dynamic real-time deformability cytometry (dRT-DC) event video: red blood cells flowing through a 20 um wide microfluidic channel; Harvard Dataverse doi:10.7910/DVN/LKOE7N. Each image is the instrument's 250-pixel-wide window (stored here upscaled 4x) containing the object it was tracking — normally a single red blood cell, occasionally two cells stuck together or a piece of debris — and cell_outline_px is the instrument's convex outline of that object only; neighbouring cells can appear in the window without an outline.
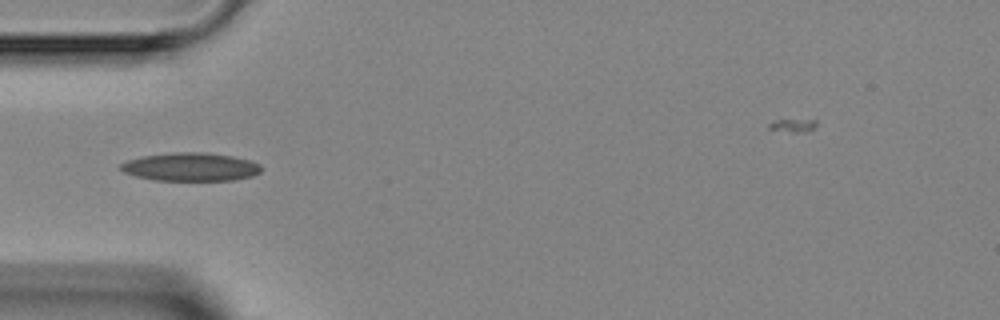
{"species": "Egyptian fruit bat (a non-hibernating species)", "species_latin": "Rousettus aegyptiacus", "temperature_condition": "room temperature", "stored_images_in_passage": 2, "camera_frame_rate_fps": 3000, "um_per_image_px": 0.085, "animal": {"sex": "female"}, "frame": {"image": 1, "passage_image": 2, "time_ms": 2.0, "image_size_px": [1000, 320], "cell_outline_px": [[264, 168], [260, 172], [252, 176], [232, 180], [152, 180], [136, 176], [124, 172], [120, 168], [120, 164], [128, 160], [144, 156], [172, 152], [204, 152], [232, 156], [248, 160], [260, 164]], "centroid_in_image_um": [16.22, 14.18], "position_along_channel_um": 68.8, "area_um2": 23.12}}